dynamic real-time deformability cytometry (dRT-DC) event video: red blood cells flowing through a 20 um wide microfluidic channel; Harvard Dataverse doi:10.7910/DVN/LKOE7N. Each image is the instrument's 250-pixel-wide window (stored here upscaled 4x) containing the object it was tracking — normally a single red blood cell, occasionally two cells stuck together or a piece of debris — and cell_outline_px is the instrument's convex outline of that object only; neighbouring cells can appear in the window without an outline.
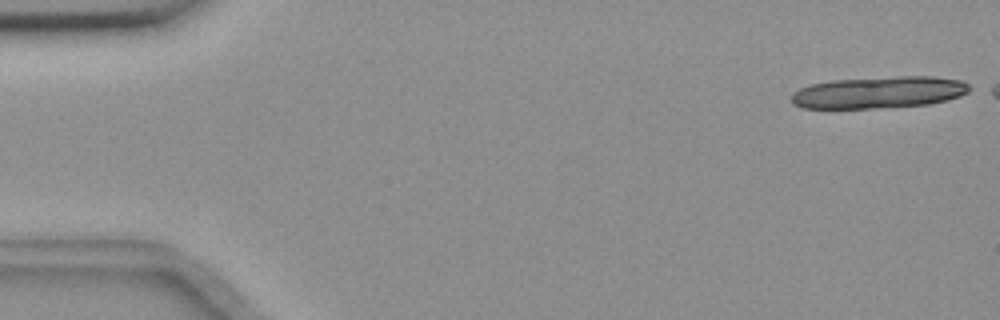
{"species": "common noctule bat (a hibernating species)", "species_latin": "Nyctalus noctula", "temperature_condition": "room temperature", "stored_images_in_passage": 20, "camera_frame_rate_fps": 3000, "um_per_image_px": 0.085, "animal": {"sex": "female", "body_mass_g": 18.4}, "frame": {"image": 1, "passage_image": 1, "time_ms": 0.0, "image_size_px": [1000, 320], "cell_outline_px": [[976, 88], [960, 96], [948, 100], [928, 104], [876, 108], [800, 108], [792, 104], [792, 92], [808, 84], [832, 80], [896, 76], [932, 76], [964, 80]], "centroid_in_image_um": [74.75, 7.84], "position_along_channel_um": 10.2, "area_um2": 33.58}}